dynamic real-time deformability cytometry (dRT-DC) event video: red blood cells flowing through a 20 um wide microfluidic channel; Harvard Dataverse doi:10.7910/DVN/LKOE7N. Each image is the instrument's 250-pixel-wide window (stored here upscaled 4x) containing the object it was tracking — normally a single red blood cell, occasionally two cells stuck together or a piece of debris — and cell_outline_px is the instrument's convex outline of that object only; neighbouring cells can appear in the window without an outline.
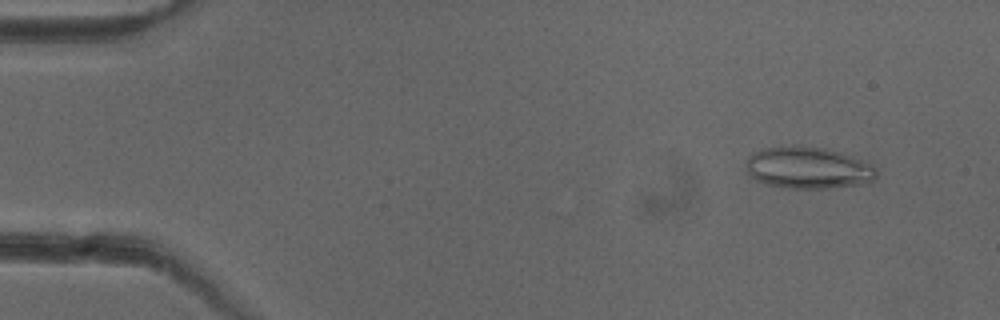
{"species": "common noctule bat (a hibernating species)", "species_latin": "Nyctalus noctula", "temperature_condition": "cold", "stored_images_in_passage": 52, "camera_frame_rate_fps": 3000, "um_per_image_px": 0.085, "animal": {"sex": "female"}, "frame": {"image": 1, "passage_image": 5, "time_ms": 1.333, "image_size_px": [1000, 320], "cell_outline_px": [[876, 176], [872, 180], [860, 184], [828, 188], [788, 188], [768, 184], [756, 180], [748, 176], [748, 156], [752, 152], [764, 148], [792, 144], [796, 144], [824, 148], [840, 152], [852, 156], [872, 164], [876, 168]], "centroid_in_image_um": [68.67, 14.24], "position_along_channel_um": 16.3, "area_um2": 31.91}}
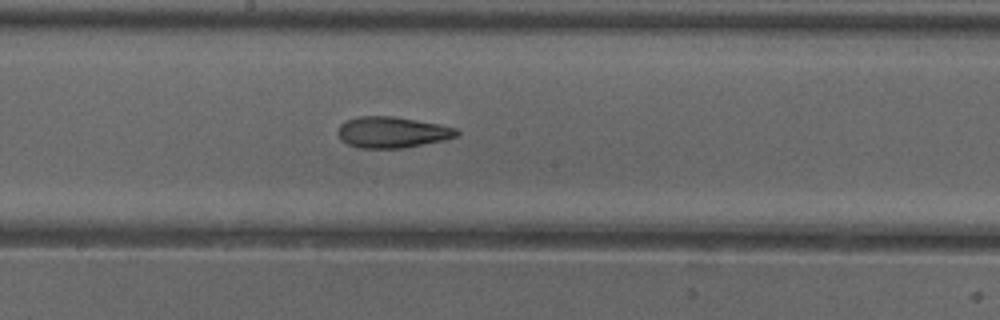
{"frame": {"image": 2, "passage_image": 28, "time_ms": 9.0, "image_size_px": [1000, 320], "cell_outline_px": [[460, 132], [456, 136], [444, 140], [404, 148], [360, 148], [348, 144], [340, 140], [336, 132], [340, 124], [344, 120], [360, 116], [392, 116], [440, 124], [456, 128]], "centroid_in_image_um": [33.29, 11.24], "position_along_channel_um": 214.9, "area_um2": 21.68}}
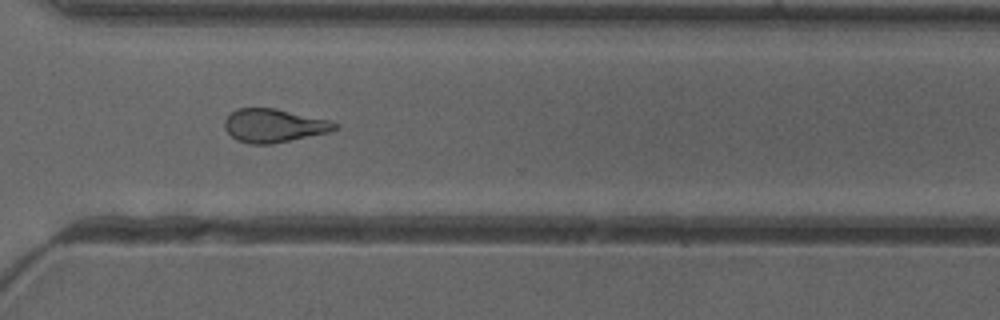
{"frame": {"image": 3, "passage_image": 38, "time_ms": 12.333, "image_size_px": [1000, 320], "cell_outline_px": [[340, 128], [328, 132], [272, 144], [248, 144], [236, 140], [224, 128], [224, 120], [236, 108], [276, 108], [332, 120], [340, 124]], "centroid_in_image_um": [23.31, 10.67], "position_along_channel_um": 347.3, "area_um2": 21.73}, "authors_computed_cell_mechanics": {"area_um2": 22.2819, "velocity_mm_per_s": 3.9899, "shape_relaxation_time_tau1_ms": null, "shape_relaxation_time_tau2_ms": 2.8009, "deformation_change_tau1": null, "deformation_change_tau2": 0.1162}}